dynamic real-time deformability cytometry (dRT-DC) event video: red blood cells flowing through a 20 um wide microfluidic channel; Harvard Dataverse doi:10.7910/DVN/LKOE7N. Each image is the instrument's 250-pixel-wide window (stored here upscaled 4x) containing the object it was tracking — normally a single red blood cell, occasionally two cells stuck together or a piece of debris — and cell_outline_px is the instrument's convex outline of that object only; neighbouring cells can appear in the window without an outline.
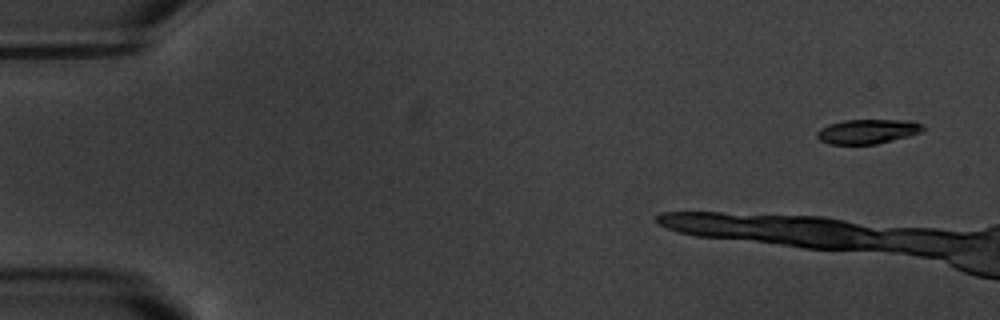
{"species": "common noctule bat (a hibernating species)", "species_latin": "Nyctalus noctula", "temperature_condition": "warm", "stored_images_in_passage": 7, "camera_frame_rate_fps": 3000, "um_per_image_px": 0.085, "animal": {"sex": "male", "body_mass_g": 20.1, "forearm_length_mm": 53.5}, "frame": {"image": 1, "passage_image": 1, "time_ms": 0.0, "image_size_px": [1000, 320], "cell_outline_px": [[924, 128], [920, 132], [908, 136], [876, 144], [828, 144], [820, 140], [816, 136], [816, 132], [820, 128], [828, 124], [844, 120], [912, 120], [924, 124]], "centroid_in_image_um": [73.73, 11.16], "position_along_channel_um": 11.3, "area_um2": 15.2}}